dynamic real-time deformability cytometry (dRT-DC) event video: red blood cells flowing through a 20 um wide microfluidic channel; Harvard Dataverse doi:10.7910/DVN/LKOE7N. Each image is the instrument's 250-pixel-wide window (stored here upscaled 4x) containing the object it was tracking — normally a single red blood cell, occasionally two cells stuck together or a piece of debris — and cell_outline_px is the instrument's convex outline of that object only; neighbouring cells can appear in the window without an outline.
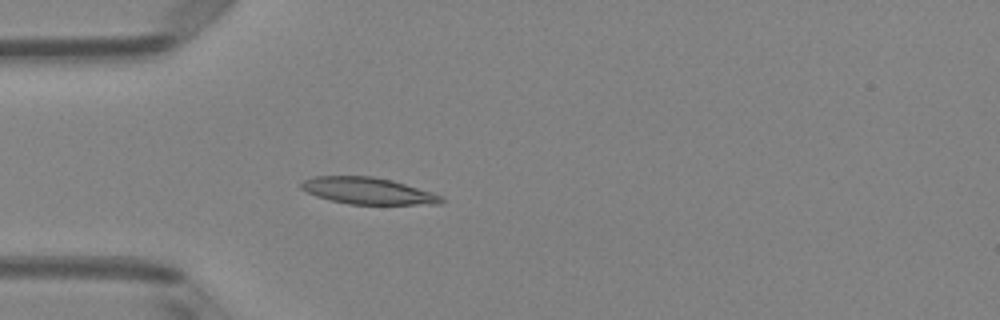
{"species": "Egyptian fruit bat (a non-hibernating species)", "species_latin": "Rousettus aegyptiacus", "temperature_condition": "room temperature", "stored_images_in_passage": 4, "camera_frame_rate_fps": 3000, "um_per_image_px": 0.085, "animal": {"sex": "female"}, "frame": {"image": 1, "passage_image": 4, "time_ms": 1.0, "image_size_px": [1000, 320], "cell_outline_px": [[444, 200], [440, 204], [348, 204], [316, 196], [300, 188], [300, 184], [304, 180], [312, 176], [372, 176], [392, 180], [432, 192], [440, 196]], "centroid_in_image_um": [31.25, 16.21], "position_along_channel_um": 53.8, "area_um2": 21.62}}